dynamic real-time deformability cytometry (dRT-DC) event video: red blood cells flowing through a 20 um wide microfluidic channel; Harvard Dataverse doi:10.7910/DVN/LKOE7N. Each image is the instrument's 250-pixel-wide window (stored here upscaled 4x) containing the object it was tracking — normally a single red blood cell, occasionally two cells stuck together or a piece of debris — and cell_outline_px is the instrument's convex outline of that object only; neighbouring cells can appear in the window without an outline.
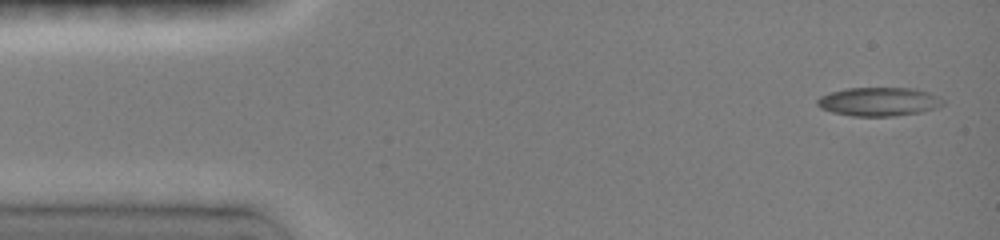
{"species": "common noctule bat (a hibernating species)", "species_latin": "Nyctalus noctula", "temperature_condition": "room temperature", "stored_images_in_passage": 8, "camera_frame_rate_fps": 3000, "um_per_image_px": 0.085, "animal": {"sex": "female", "body_mass_g": 19.0, "forearm_length_mm": 51.5}, "frame": {"image": 1, "passage_image": 1, "time_ms": 0.0, "image_size_px": [1000, 240], "cell_outline_px": [[944, 104], [936, 108], [924, 112], [896, 116], [852, 116], [832, 112], [820, 108], [816, 104], [816, 100], [820, 96], [828, 92], [848, 88], [916, 88], [928, 92], [944, 100]], "centroid_in_image_um": [74.69, 8.64], "position_along_channel_um": 10.3, "area_um2": 21.27}}
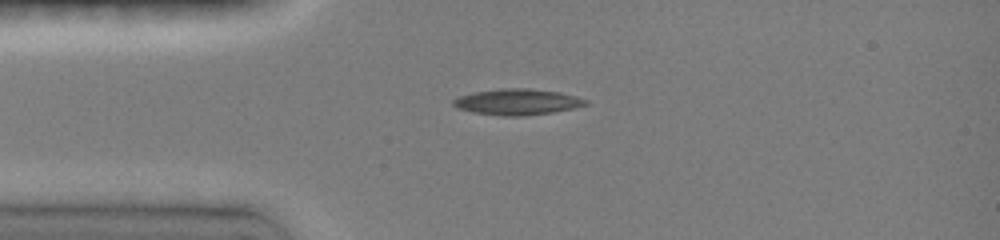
{"frame": {"image": 2, "passage_image": 4, "time_ms": 3.0, "image_size_px": [1000, 240], "cell_outline_px": [[588, 104], [572, 108], [552, 112], [520, 116], [504, 116], [472, 112], [456, 108], [452, 104], [452, 100], [460, 96], [476, 92], [504, 88], [528, 88], [560, 92], [576, 96], [588, 100]], "centroid_in_image_um": [43.96, 8.66], "position_along_channel_um": 41.0, "area_um2": 19.88}}
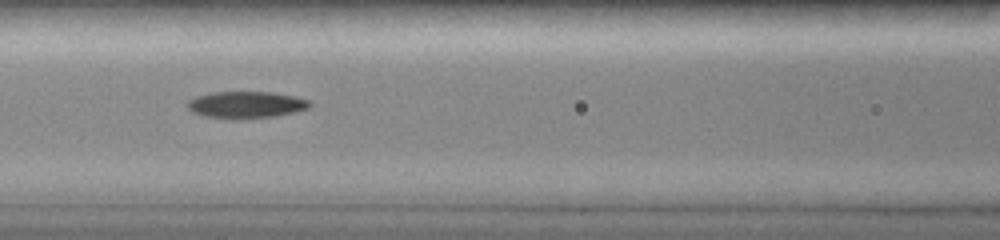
{"frame": {"image": 3, "passage_image": 7, "time_ms": 6.0, "image_size_px": [1000, 240], "cell_outline_px": [[312, 104], [308, 108], [296, 112], [276, 116], [236, 120], [232, 120], [204, 116], [192, 112], [184, 104], [188, 100], [196, 96], [212, 92], [268, 92], [296, 96], [308, 100]], "centroid_in_image_um": [20.88, 8.92], "position_along_channel_um": 145.7, "area_um2": 19.48}}